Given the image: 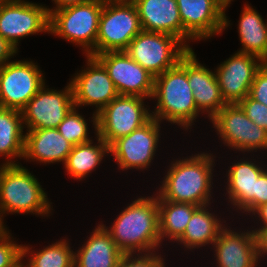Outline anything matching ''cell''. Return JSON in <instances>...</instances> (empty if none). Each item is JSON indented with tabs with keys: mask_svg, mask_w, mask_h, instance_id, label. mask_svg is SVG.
<instances>
[{
	"mask_svg": "<svg viewBox=\"0 0 267 267\" xmlns=\"http://www.w3.org/2000/svg\"><path fill=\"white\" fill-rule=\"evenodd\" d=\"M101 224L123 254L154 252L161 244L157 195L132 201L110 228Z\"/></svg>",
	"mask_w": 267,
	"mask_h": 267,
	"instance_id": "obj_1",
	"label": "cell"
},
{
	"mask_svg": "<svg viewBox=\"0 0 267 267\" xmlns=\"http://www.w3.org/2000/svg\"><path fill=\"white\" fill-rule=\"evenodd\" d=\"M213 160L211 153L202 152L173 161L161 182L159 192L155 194L158 200L196 206L210 205Z\"/></svg>",
	"mask_w": 267,
	"mask_h": 267,
	"instance_id": "obj_2",
	"label": "cell"
},
{
	"mask_svg": "<svg viewBox=\"0 0 267 267\" xmlns=\"http://www.w3.org/2000/svg\"><path fill=\"white\" fill-rule=\"evenodd\" d=\"M152 99H157L156 108L151 111L153 118L160 123L164 119L176 123L185 130L191 128L200 112L188 83L187 53L176 66L154 77Z\"/></svg>",
	"mask_w": 267,
	"mask_h": 267,
	"instance_id": "obj_3",
	"label": "cell"
},
{
	"mask_svg": "<svg viewBox=\"0 0 267 267\" xmlns=\"http://www.w3.org/2000/svg\"><path fill=\"white\" fill-rule=\"evenodd\" d=\"M51 203L37 178L21 165H0V228L3 214L47 215Z\"/></svg>",
	"mask_w": 267,
	"mask_h": 267,
	"instance_id": "obj_4",
	"label": "cell"
},
{
	"mask_svg": "<svg viewBox=\"0 0 267 267\" xmlns=\"http://www.w3.org/2000/svg\"><path fill=\"white\" fill-rule=\"evenodd\" d=\"M103 4L90 0L87 3L52 11L49 14V33L78 44L84 49L86 56L94 57Z\"/></svg>",
	"mask_w": 267,
	"mask_h": 267,
	"instance_id": "obj_5",
	"label": "cell"
},
{
	"mask_svg": "<svg viewBox=\"0 0 267 267\" xmlns=\"http://www.w3.org/2000/svg\"><path fill=\"white\" fill-rule=\"evenodd\" d=\"M141 31L138 10L131 0L104 3L99 18L96 54L125 51Z\"/></svg>",
	"mask_w": 267,
	"mask_h": 267,
	"instance_id": "obj_6",
	"label": "cell"
},
{
	"mask_svg": "<svg viewBox=\"0 0 267 267\" xmlns=\"http://www.w3.org/2000/svg\"><path fill=\"white\" fill-rule=\"evenodd\" d=\"M189 50L175 36L141 31L131 40L125 52L156 77L176 66Z\"/></svg>",
	"mask_w": 267,
	"mask_h": 267,
	"instance_id": "obj_7",
	"label": "cell"
},
{
	"mask_svg": "<svg viewBox=\"0 0 267 267\" xmlns=\"http://www.w3.org/2000/svg\"><path fill=\"white\" fill-rule=\"evenodd\" d=\"M138 96L118 95L97 114V131L109 146L146 124L152 115Z\"/></svg>",
	"mask_w": 267,
	"mask_h": 267,
	"instance_id": "obj_8",
	"label": "cell"
},
{
	"mask_svg": "<svg viewBox=\"0 0 267 267\" xmlns=\"http://www.w3.org/2000/svg\"><path fill=\"white\" fill-rule=\"evenodd\" d=\"M210 121L229 148L242 152L267 149V131L250 120L238 103L226 104Z\"/></svg>",
	"mask_w": 267,
	"mask_h": 267,
	"instance_id": "obj_9",
	"label": "cell"
},
{
	"mask_svg": "<svg viewBox=\"0 0 267 267\" xmlns=\"http://www.w3.org/2000/svg\"><path fill=\"white\" fill-rule=\"evenodd\" d=\"M49 33L47 7L23 0L0 1V35L18 49L21 37Z\"/></svg>",
	"mask_w": 267,
	"mask_h": 267,
	"instance_id": "obj_10",
	"label": "cell"
},
{
	"mask_svg": "<svg viewBox=\"0 0 267 267\" xmlns=\"http://www.w3.org/2000/svg\"><path fill=\"white\" fill-rule=\"evenodd\" d=\"M42 71L29 60L7 62L0 67V105L21 111L44 86Z\"/></svg>",
	"mask_w": 267,
	"mask_h": 267,
	"instance_id": "obj_11",
	"label": "cell"
},
{
	"mask_svg": "<svg viewBox=\"0 0 267 267\" xmlns=\"http://www.w3.org/2000/svg\"><path fill=\"white\" fill-rule=\"evenodd\" d=\"M86 57L87 68L71 78L70 83L75 107L78 108L83 105H95L97 107L92 117V124L97 131V114L119 93L104 66L95 57Z\"/></svg>",
	"mask_w": 267,
	"mask_h": 267,
	"instance_id": "obj_12",
	"label": "cell"
},
{
	"mask_svg": "<svg viewBox=\"0 0 267 267\" xmlns=\"http://www.w3.org/2000/svg\"><path fill=\"white\" fill-rule=\"evenodd\" d=\"M160 127V122L152 117L129 135L115 140L109 146V153L118 167L122 170L149 168L158 148Z\"/></svg>",
	"mask_w": 267,
	"mask_h": 267,
	"instance_id": "obj_13",
	"label": "cell"
},
{
	"mask_svg": "<svg viewBox=\"0 0 267 267\" xmlns=\"http://www.w3.org/2000/svg\"><path fill=\"white\" fill-rule=\"evenodd\" d=\"M106 69L119 95L152 98L154 76L125 51H109L94 56Z\"/></svg>",
	"mask_w": 267,
	"mask_h": 267,
	"instance_id": "obj_14",
	"label": "cell"
},
{
	"mask_svg": "<svg viewBox=\"0 0 267 267\" xmlns=\"http://www.w3.org/2000/svg\"><path fill=\"white\" fill-rule=\"evenodd\" d=\"M44 86L21 110L27 130L57 128L74 107L71 83L57 91Z\"/></svg>",
	"mask_w": 267,
	"mask_h": 267,
	"instance_id": "obj_15",
	"label": "cell"
},
{
	"mask_svg": "<svg viewBox=\"0 0 267 267\" xmlns=\"http://www.w3.org/2000/svg\"><path fill=\"white\" fill-rule=\"evenodd\" d=\"M183 25V43L204 40L224 29V5L219 0H176Z\"/></svg>",
	"mask_w": 267,
	"mask_h": 267,
	"instance_id": "obj_16",
	"label": "cell"
},
{
	"mask_svg": "<svg viewBox=\"0 0 267 267\" xmlns=\"http://www.w3.org/2000/svg\"><path fill=\"white\" fill-rule=\"evenodd\" d=\"M262 65L259 57L237 52L217 67L215 74L227 104L239 103L249 95L255 74Z\"/></svg>",
	"mask_w": 267,
	"mask_h": 267,
	"instance_id": "obj_17",
	"label": "cell"
},
{
	"mask_svg": "<svg viewBox=\"0 0 267 267\" xmlns=\"http://www.w3.org/2000/svg\"><path fill=\"white\" fill-rule=\"evenodd\" d=\"M213 245L217 267H256L259 264L256 235L252 230L239 233L224 225Z\"/></svg>",
	"mask_w": 267,
	"mask_h": 267,
	"instance_id": "obj_18",
	"label": "cell"
},
{
	"mask_svg": "<svg viewBox=\"0 0 267 267\" xmlns=\"http://www.w3.org/2000/svg\"><path fill=\"white\" fill-rule=\"evenodd\" d=\"M187 78L198 111L208 113L211 120L227 103L221 95L215 72L199 63L193 49L187 52Z\"/></svg>",
	"mask_w": 267,
	"mask_h": 267,
	"instance_id": "obj_19",
	"label": "cell"
},
{
	"mask_svg": "<svg viewBox=\"0 0 267 267\" xmlns=\"http://www.w3.org/2000/svg\"><path fill=\"white\" fill-rule=\"evenodd\" d=\"M139 14L142 31L175 36L183 42V25L176 0H131Z\"/></svg>",
	"mask_w": 267,
	"mask_h": 267,
	"instance_id": "obj_20",
	"label": "cell"
},
{
	"mask_svg": "<svg viewBox=\"0 0 267 267\" xmlns=\"http://www.w3.org/2000/svg\"><path fill=\"white\" fill-rule=\"evenodd\" d=\"M24 135L23 159L44 164H64L74 146L56 128L27 130Z\"/></svg>",
	"mask_w": 267,
	"mask_h": 267,
	"instance_id": "obj_21",
	"label": "cell"
},
{
	"mask_svg": "<svg viewBox=\"0 0 267 267\" xmlns=\"http://www.w3.org/2000/svg\"><path fill=\"white\" fill-rule=\"evenodd\" d=\"M254 162L244 158L242 161L241 158L240 162L232 163L227 174L228 201L246 214L255 211L256 179L266 170L263 166L256 164V161Z\"/></svg>",
	"mask_w": 267,
	"mask_h": 267,
	"instance_id": "obj_22",
	"label": "cell"
},
{
	"mask_svg": "<svg viewBox=\"0 0 267 267\" xmlns=\"http://www.w3.org/2000/svg\"><path fill=\"white\" fill-rule=\"evenodd\" d=\"M122 256L110 233L99 224L86 243L74 252V267H118Z\"/></svg>",
	"mask_w": 267,
	"mask_h": 267,
	"instance_id": "obj_23",
	"label": "cell"
},
{
	"mask_svg": "<svg viewBox=\"0 0 267 267\" xmlns=\"http://www.w3.org/2000/svg\"><path fill=\"white\" fill-rule=\"evenodd\" d=\"M209 205L199 206L192 214L183 235L176 241L185 248L195 249L212 244L217 239L219 231L224 227L216 215L210 213Z\"/></svg>",
	"mask_w": 267,
	"mask_h": 267,
	"instance_id": "obj_24",
	"label": "cell"
},
{
	"mask_svg": "<svg viewBox=\"0 0 267 267\" xmlns=\"http://www.w3.org/2000/svg\"><path fill=\"white\" fill-rule=\"evenodd\" d=\"M23 129L21 111L8 108L0 110V156L7 158L3 165H18L11 159L23 158L25 140Z\"/></svg>",
	"mask_w": 267,
	"mask_h": 267,
	"instance_id": "obj_25",
	"label": "cell"
},
{
	"mask_svg": "<svg viewBox=\"0 0 267 267\" xmlns=\"http://www.w3.org/2000/svg\"><path fill=\"white\" fill-rule=\"evenodd\" d=\"M249 4L244 5L239 20L238 33L243 46L237 52L252 54L262 59L267 46V23Z\"/></svg>",
	"mask_w": 267,
	"mask_h": 267,
	"instance_id": "obj_26",
	"label": "cell"
},
{
	"mask_svg": "<svg viewBox=\"0 0 267 267\" xmlns=\"http://www.w3.org/2000/svg\"><path fill=\"white\" fill-rule=\"evenodd\" d=\"M96 137L98 144L95 146L92 140L73 146L64 163L68 175L80 181L100 165L104 156L110 154L109 145L99 135L96 134Z\"/></svg>",
	"mask_w": 267,
	"mask_h": 267,
	"instance_id": "obj_27",
	"label": "cell"
},
{
	"mask_svg": "<svg viewBox=\"0 0 267 267\" xmlns=\"http://www.w3.org/2000/svg\"><path fill=\"white\" fill-rule=\"evenodd\" d=\"M159 234L162 240L177 241L184 233L193 212L199 207L190 203L158 200Z\"/></svg>",
	"mask_w": 267,
	"mask_h": 267,
	"instance_id": "obj_28",
	"label": "cell"
},
{
	"mask_svg": "<svg viewBox=\"0 0 267 267\" xmlns=\"http://www.w3.org/2000/svg\"><path fill=\"white\" fill-rule=\"evenodd\" d=\"M44 248L34 253L32 248L22 245V257L31 256L27 267H74V251L67 240L61 239Z\"/></svg>",
	"mask_w": 267,
	"mask_h": 267,
	"instance_id": "obj_29",
	"label": "cell"
},
{
	"mask_svg": "<svg viewBox=\"0 0 267 267\" xmlns=\"http://www.w3.org/2000/svg\"><path fill=\"white\" fill-rule=\"evenodd\" d=\"M71 144L78 145L91 141L88 137V126L85 118L78 113L74 106L56 128Z\"/></svg>",
	"mask_w": 267,
	"mask_h": 267,
	"instance_id": "obj_30",
	"label": "cell"
},
{
	"mask_svg": "<svg viewBox=\"0 0 267 267\" xmlns=\"http://www.w3.org/2000/svg\"><path fill=\"white\" fill-rule=\"evenodd\" d=\"M7 228H0V267H11L22 257V245L13 242Z\"/></svg>",
	"mask_w": 267,
	"mask_h": 267,
	"instance_id": "obj_31",
	"label": "cell"
},
{
	"mask_svg": "<svg viewBox=\"0 0 267 267\" xmlns=\"http://www.w3.org/2000/svg\"><path fill=\"white\" fill-rule=\"evenodd\" d=\"M157 254L155 251L154 253H135V255L123 254L118 267H165V259Z\"/></svg>",
	"mask_w": 267,
	"mask_h": 267,
	"instance_id": "obj_32",
	"label": "cell"
},
{
	"mask_svg": "<svg viewBox=\"0 0 267 267\" xmlns=\"http://www.w3.org/2000/svg\"><path fill=\"white\" fill-rule=\"evenodd\" d=\"M247 117L267 131V106L255 101L249 95L238 103Z\"/></svg>",
	"mask_w": 267,
	"mask_h": 267,
	"instance_id": "obj_33",
	"label": "cell"
},
{
	"mask_svg": "<svg viewBox=\"0 0 267 267\" xmlns=\"http://www.w3.org/2000/svg\"><path fill=\"white\" fill-rule=\"evenodd\" d=\"M249 96L267 106V66L262 65L256 72Z\"/></svg>",
	"mask_w": 267,
	"mask_h": 267,
	"instance_id": "obj_34",
	"label": "cell"
},
{
	"mask_svg": "<svg viewBox=\"0 0 267 267\" xmlns=\"http://www.w3.org/2000/svg\"><path fill=\"white\" fill-rule=\"evenodd\" d=\"M267 203V169L256 179L255 210Z\"/></svg>",
	"mask_w": 267,
	"mask_h": 267,
	"instance_id": "obj_35",
	"label": "cell"
},
{
	"mask_svg": "<svg viewBox=\"0 0 267 267\" xmlns=\"http://www.w3.org/2000/svg\"><path fill=\"white\" fill-rule=\"evenodd\" d=\"M17 51L0 35V67L9 62V59L17 54Z\"/></svg>",
	"mask_w": 267,
	"mask_h": 267,
	"instance_id": "obj_36",
	"label": "cell"
},
{
	"mask_svg": "<svg viewBox=\"0 0 267 267\" xmlns=\"http://www.w3.org/2000/svg\"><path fill=\"white\" fill-rule=\"evenodd\" d=\"M258 259L267 254V229L260 230L256 234Z\"/></svg>",
	"mask_w": 267,
	"mask_h": 267,
	"instance_id": "obj_37",
	"label": "cell"
},
{
	"mask_svg": "<svg viewBox=\"0 0 267 267\" xmlns=\"http://www.w3.org/2000/svg\"><path fill=\"white\" fill-rule=\"evenodd\" d=\"M255 214H257L258 216H255ZM253 216L258 217L259 221L261 220V223L263 224V226L257 228V229H253L252 231L256 234L258 231L260 230H265L267 229V203L259 206L253 213Z\"/></svg>",
	"mask_w": 267,
	"mask_h": 267,
	"instance_id": "obj_38",
	"label": "cell"
},
{
	"mask_svg": "<svg viewBox=\"0 0 267 267\" xmlns=\"http://www.w3.org/2000/svg\"><path fill=\"white\" fill-rule=\"evenodd\" d=\"M52 1H54V3L56 4V7L53 9L47 8L49 14L54 10H60L70 6L87 3L90 0H52Z\"/></svg>",
	"mask_w": 267,
	"mask_h": 267,
	"instance_id": "obj_39",
	"label": "cell"
},
{
	"mask_svg": "<svg viewBox=\"0 0 267 267\" xmlns=\"http://www.w3.org/2000/svg\"><path fill=\"white\" fill-rule=\"evenodd\" d=\"M219 1L224 5V29L223 30H225V28L229 26L230 24L229 23L230 21L226 17L225 10L229 6V4H231L232 0H219Z\"/></svg>",
	"mask_w": 267,
	"mask_h": 267,
	"instance_id": "obj_40",
	"label": "cell"
},
{
	"mask_svg": "<svg viewBox=\"0 0 267 267\" xmlns=\"http://www.w3.org/2000/svg\"><path fill=\"white\" fill-rule=\"evenodd\" d=\"M23 257H21L15 264H13L11 267H27V265H25L23 263Z\"/></svg>",
	"mask_w": 267,
	"mask_h": 267,
	"instance_id": "obj_41",
	"label": "cell"
},
{
	"mask_svg": "<svg viewBox=\"0 0 267 267\" xmlns=\"http://www.w3.org/2000/svg\"><path fill=\"white\" fill-rule=\"evenodd\" d=\"M101 3H114V2H124V1H128V0H95Z\"/></svg>",
	"mask_w": 267,
	"mask_h": 267,
	"instance_id": "obj_42",
	"label": "cell"
},
{
	"mask_svg": "<svg viewBox=\"0 0 267 267\" xmlns=\"http://www.w3.org/2000/svg\"><path fill=\"white\" fill-rule=\"evenodd\" d=\"M261 63L267 66V46H266L265 56L261 59Z\"/></svg>",
	"mask_w": 267,
	"mask_h": 267,
	"instance_id": "obj_43",
	"label": "cell"
}]
</instances>
